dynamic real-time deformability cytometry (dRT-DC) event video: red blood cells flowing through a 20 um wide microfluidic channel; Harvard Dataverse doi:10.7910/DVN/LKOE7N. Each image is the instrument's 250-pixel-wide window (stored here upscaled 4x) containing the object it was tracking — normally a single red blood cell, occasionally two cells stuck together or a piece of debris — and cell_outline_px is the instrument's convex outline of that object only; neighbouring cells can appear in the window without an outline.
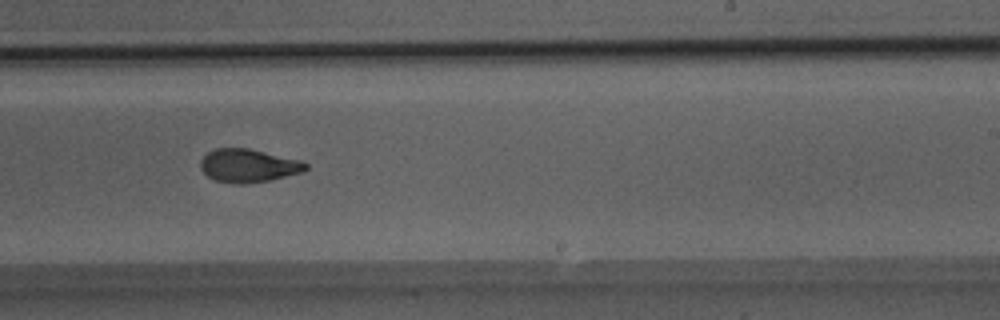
{"species": "Egyptian fruit bat (a non-hibernating species)", "species_latin": "Rousettus aegyptiacus", "temperature_condition": "room temperature", "stored_images_in_passage": 29, "camera_frame_rate_fps": 3000, "um_per_image_px": 0.085, "animal": {"sex": "male"}, "frame": {"image": 1, "passage_image": 17, "time_ms": 5.333, "image_size_px": [1000, 320], "cell_outline_px": [[308, 168], [304, 172], [268, 180], [244, 184], [232, 184], [216, 180], [208, 176], [200, 168], [200, 160], [208, 152], [216, 148], [248, 148], [300, 160], [308, 164]], "centroid_in_image_um": [21.11, 14.08], "position_along_channel_um": 267.9, "area_um2": 20.35}, "authors_computed_cell_mechanics": {"area_um2": 20.4034, "velocity_mm_per_s": 4.0991, "shape_relaxation_time_tau1_ms": 4.2629, "shape_relaxation_time_tau2_ms": 1.8315, "deformation_change_tau1": 0.1709, "deformation_change_tau2": 0.0788}}